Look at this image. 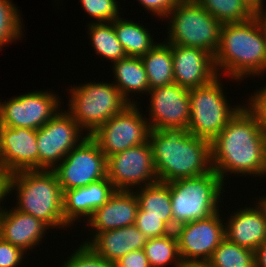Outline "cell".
<instances>
[{
    "mask_svg": "<svg viewBox=\"0 0 266 267\" xmlns=\"http://www.w3.org/2000/svg\"><path fill=\"white\" fill-rule=\"evenodd\" d=\"M138 208L134 191L116 190L108 201L94 210L84 222L83 226H86L85 229L90 233H87L85 240L81 239L82 243H86L95 233L134 225Z\"/></svg>",
    "mask_w": 266,
    "mask_h": 267,
    "instance_id": "cell-18",
    "label": "cell"
},
{
    "mask_svg": "<svg viewBox=\"0 0 266 267\" xmlns=\"http://www.w3.org/2000/svg\"><path fill=\"white\" fill-rule=\"evenodd\" d=\"M20 11L13 0H0V50L24 38V18Z\"/></svg>",
    "mask_w": 266,
    "mask_h": 267,
    "instance_id": "cell-31",
    "label": "cell"
},
{
    "mask_svg": "<svg viewBox=\"0 0 266 267\" xmlns=\"http://www.w3.org/2000/svg\"><path fill=\"white\" fill-rule=\"evenodd\" d=\"M174 83L191 89L208 84L218 75L214 57L200 48L172 45Z\"/></svg>",
    "mask_w": 266,
    "mask_h": 267,
    "instance_id": "cell-19",
    "label": "cell"
},
{
    "mask_svg": "<svg viewBox=\"0 0 266 267\" xmlns=\"http://www.w3.org/2000/svg\"><path fill=\"white\" fill-rule=\"evenodd\" d=\"M262 85L258 89L256 88L252 94H249V97L246 94L245 105L257 116L266 131V83H262Z\"/></svg>",
    "mask_w": 266,
    "mask_h": 267,
    "instance_id": "cell-36",
    "label": "cell"
},
{
    "mask_svg": "<svg viewBox=\"0 0 266 267\" xmlns=\"http://www.w3.org/2000/svg\"><path fill=\"white\" fill-rule=\"evenodd\" d=\"M0 167L9 175L38 170L37 130L1 126Z\"/></svg>",
    "mask_w": 266,
    "mask_h": 267,
    "instance_id": "cell-16",
    "label": "cell"
},
{
    "mask_svg": "<svg viewBox=\"0 0 266 267\" xmlns=\"http://www.w3.org/2000/svg\"><path fill=\"white\" fill-rule=\"evenodd\" d=\"M111 65L110 69L114 79L113 81L111 79V82L114 86L129 104L140 103V101H137L140 98L136 97V95L140 97L142 95L147 96L150 91L146 70L141 57L127 56L113 62Z\"/></svg>",
    "mask_w": 266,
    "mask_h": 267,
    "instance_id": "cell-23",
    "label": "cell"
},
{
    "mask_svg": "<svg viewBox=\"0 0 266 267\" xmlns=\"http://www.w3.org/2000/svg\"><path fill=\"white\" fill-rule=\"evenodd\" d=\"M206 264L208 267H255V252L225 237Z\"/></svg>",
    "mask_w": 266,
    "mask_h": 267,
    "instance_id": "cell-30",
    "label": "cell"
},
{
    "mask_svg": "<svg viewBox=\"0 0 266 267\" xmlns=\"http://www.w3.org/2000/svg\"><path fill=\"white\" fill-rule=\"evenodd\" d=\"M78 247L68 253V257L61 261L59 267H116L98 255L88 244L80 242ZM71 254V255H70Z\"/></svg>",
    "mask_w": 266,
    "mask_h": 267,
    "instance_id": "cell-33",
    "label": "cell"
},
{
    "mask_svg": "<svg viewBox=\"0 0 266 267\" xmlns=\"http://www.w3.org/2000/svg\"><path fill=\"white\" fill-rule=\"evenodd\" d=\"M54 1L57 2L55 3L56 5L59 4L60 2L63 3L62 0H54Z\"/></svg>",
    "mask_w": 266,
    "mask_h": 267,
    "instance_id": "cell-45",
    "label": "cell"
},
{
    "mask_svg": "<svg viewBox=\"0 0 266 267\" xmlns=\"http://www.w3.org/2000/svg\"><path fill=\"white\" fill-rule=\"evenodd\" d=\"M231 210L224 217L225 237L237 245L255 251L266 241V221L254 204Z\"/></svg>",
    "mask_w": 266,
    "mask_h": 267,
    "instance_id": "cell-21",
    "label": "cell"
},
{
    "mask_svg": "<svg viewBox=\"0 0 266 267\" xmlns=\"http://www.w3.org/2000/svg\"><path fill=\"white\" fill-rule=\"evenodd\" d=\"M167 184L176 227L208 218L224 208L220 204L224 202L223 197H227L223 193L228 187L213 169L201 176L182 178Z\"/></svg>",
    "mask_w": 266,
    "mask_h": 267,
    "instance_id": "cell-5",
    "label": "cell"
},
{
    "mask_svg": "<svg viewBox=\"0 0 266 267\" xmlns=\"http://www.w3.org/2000/svg\"><path fill=\"white\" fill-rule=\"evenodd\" d=\"M167 22L165 42L170 45L200 48L213 57L220 43L222 24L196 0H179L163 19Z\"/></svg>",
    "mask_w": 266,
    "mask_h": 267,
    "instance_id": "cell-7",
    "label": "cell"
},
{
    "mask_svg": "<svg viewBox=\"0 0 266 267\" xmlns=\"http://www.w3.org/2000/svg\"><path fill=\"white\" fill-rule=\"evenodd\" d=\"M143 251L150 267H180L183 264L175 231L163 237L148 239Z\"/></svg>",
    "mask_w": 266,
    "mask_h": 267,
    "instance_id": "cell-28",
    "label": "cell"
},
{
    "mask_svg": "<svg viewBox=\"0 0 266 267\" xmlns=\"http://www.w3.org/2000/svg\"><path fill=\"white\" fill-rule=\"evenodd\" d=\"M8 196L15 198L12 202L16 201L13 204L16 210L33 215L52 230L71 229L64 221L63 192L53 170H24L10 174Z\"/></svg>",
    "mask_w": 266,
    "mask_h": 267,
    "instance_id": "cell-4",
    "label": "cell"
},
{
    "mask_svg": "<svg viewBox=\"0 0 266 267\" xmlns=\"http://www.w3.org/2000/svg\"><path fill=\"white\" fill-rule=\"evenodd\" d=\"M106 167L116 190L133 191L158 182L149 141L108 157Z\"/></svg>",
    "mask_w": 266,
    "mask_h": 267,
    "instance_id": "cell-14",
    "label": "cell"
},
{
    "mask_svg": "<svg viewBox=\"0 0 266 267\" xmlns=\"http://www.w3.org/2000/svg\"><path fill=\"white\" fill-rule=\"evenodd\" d=\"M87 35L93 52L105 61H110L111 64L115 61L127 57L123 46L119 42L114 30L113 22L87 23Z\"/></svg>",
    "mask_w": 266,
    "mask_h": 267,
    "instance_id": "cell-27",
    "label": "cell"
},
{
    "mask_svg": "<svg viewBox=\"0 0 266 267\" xmlns=\"http://www.w3.org/2000/svg\"><path fill=\"white\" fill-rule=\"evenodd\" d=\"M196 1L221 24L245 22L253 17V10L244 0Z\"/></svg>",
    "mask_w": 266,
    "mask_h": 267,
    "instance_id": "cell-29",
    "label": "cell"
},
{
    "mask_svg": "<svg viewBox=\"0 0 266 267\" xmlns=\"http://www.w3.org/2000/svg\"><path fill=\"white\" fill-rule=\"evenodd\" d=\"M107 82L94 80L65 88L69 95L65 110L88 136L129 105L114 84Z\"/></svg>",
    "mask_w": 266,
    "mask_h": 267,
    "instance_id": "cell-6",
    "label": "cell"
},
{
    "mask_svg": "<svg viewBox=\"0 0 266 267\" xmlns=\"http://www.w3.org/2000/svg\"><path fill=\"white\" fill-rule=\"evenodd\" d=\"M133 191L137 197L139 208L144 211V216L162 217V221L175 231L176 226L173 224L170 187L167 183L158 181Z\"/></svg>",
    "mask_w": 266,
    "mask_h": 267,
    "instance_id": "cell-25",
    "label": "cell"
},
{
    "mask_svg": "<svg viewBox=\"0 0 266 267\" xmlns=\"http://www.w3.org/2000/svg\"><path fill=\"white\" fill-rule=\"evenodd\" d=\"M115 265L116 267H150L143 249L129 252L116 261Z\"/></svg>",
    "mask_w": 266,
    "mask_h": 267,
    "instance_id": "cell-38",
    "label": "cell"
},
{
    "mask_svg": "<svg viewBox=\"0 0 266 267\" xmlns=\"http://www.w3.org/2000/svg\"><path fill=\"white\" fill-rule=\"evenodd\" d=\"M114 20V30L127 56L141 57L151 50L160 40L154 41L151 29L140 21L122 17ZM128 19V20H127Z\"/></svg>",
    "mask_w": 266,
    "mask_h": 267,
    "instance_id": "cell-24",
    "label": "cell"
},
{
    "mask_svg": "<svg viewBox=\"0 0 266 267\" xmlns=\"http://www.w3.org/2000/svg\"><path fill=\"white\" fill-rule=\"evenodd\" d=\"M141 59L150 90L174 83L172 45L161 40Z\"/></svg>",
    "mask_w": 266,
    "mask_h": 267,
    "instance_id": "cell-26",
    "label": "cell"
},
{
    "mask_svg": "<svg viewBox=\"0 0 266 267\" xmlns=\"http://www.w3.org/2000/svg\"><path fill=\"white\" fill-rule=\"evenodd\" d=\"M61 98L47 88L20 93L3 102L0 99V126L38 130L62 109L65 103Z\"/></svg>",
    "mask_w": 266,
    "mask_h": 267,
    "instance_id": "cell-9",
    "label": "cell"
},
{
    "mask_svg": "<svg viewBox=\"0 0 266 267\" xmlns=\"http://www.w3.org/2000/svg\"><path fill=\"white\" fill-rule=\"evenodd\" d=\"M253 18L259 25L266 43V5L254 9Z\"/></svg>",
    "mask_w": 266,
    "mask_h": 267,
    "instance_id": "cell-40",
    "label": "cell"
},
{
    "mask_svg": "<svg viewBox=\"0 0 266 267\" xmlns=\"http://www.w3.org/2000/svg\"><path fill=\"white\" fill-rule=\"evenodd\" d=\"M221 77L218 75L208 84L189 90L190 120L187 131L210 142L245 105L244 100L241 104L232 105L229 102L230 97L226 95Z\"/></svg>",
    "mask_w": 266,
    "mask_h": 267,
    "instance_id": "cell-8",
    "label": "cell"
},
{
    "mask_svg": "<svg viewBox=\"0 0 266 267\" xmlns=\"http://www.w3.org/2000/svg\"><path fill=\"white\" fill-rule=\"evenodd\" d=\"M222 210L212 216L179 225L175 229L183 263L206 264L225 238Z\"/></svg>",
    "mask_w": 266,
    "mask_h": 267,
    "instance_id": "cell-13",
    "label": "cell"
},
{
    "mask_svg": "<svg viewBox=\"0 0 266 267\" xmlns=\"http://www.w3.org/2000/svg\"><path fill=\"white\" fill-rule=\"evenodd\" d=\"M135 225L146 238H157L168 235L173 230L162 221V217L144 216V211L138 208Z\"/></svg>",
    "mask_w": 266,
    "mask_h": 267,
    "instance_id": "cell-34",
    "label": "cell"
},
{
    "mask_svg": "<svg viewBox=\"0 0 266 267\" xmlns=\"http://www.w3.org/2000/svg\"><path fill=\"white\" fill-rule=\"evenodd\" d=\"M248 5L249 7L254 10L258 7H261V6H264L266 2L265 0H244Z\"/></svg>",
    "mask_w": 266,
    "mask_h": 267,
    "instance_id": "cell-43",
    "label": "cell"
},
{
    "mask_svg": "<svg viewBox=\"0 0 266 267\" xmlns=\"http://www.w3.org/2000/svg\"><path fill=\"white\" fill-rule=\"evenodd\" d=\"M139 106L129 104L91 135L106 158L149 141L151 129Z\"/></svg>",
    "mask_w": 266,
    "mask_h": 267,
    "instance_id": "cell-10",
    "label": "cell"
},
{
    "mask_svg": "<svg viewBox=\"0 0 266 267\" xmlns=\"http://www.w3.org/2000/svg\"><path fill=\"white\" fill-rule=\"evenodd\" d=\"M27 254L19 247L0 238V267H21L20 264L24 265L25 260L28 259Z\"/></svg>",
    "mask_w": 266,
    "mask_h": 267,
    "instance_id": "cell-35",
    "label": "cell"
},
{
    "mask_svg": "<svg viewBox=\"0 0 266 267\" xmlns=\"http://www.w3.org/2000/svg\"><path fill=\"white\" fill-rule=\"evenodd\" d=\"M107 158L98 143L85 138L53 169L62 192L107 178Z\"/></svg>",
    "mask_w": 266,
    "mask_h": 267,
    "instance_id": "cell-12",
    "label": "cell"
},
{
    "mask_svg": "<svg viewBox=\"0 0 266 267\" xmlns=\"http://www.w3.org/2000/svg\"><path fill=\"white\" fill-rule=\"evenodd\" d=\"M82 10L93 20V23L113 22L123 12L118 0H79Z\"/></svg>",
    "mask_w": 266,
    "mask_h": 267,
    "instance_id": "cell-32",
    "label": "cell"
},
{
    "mask_svg": "<svg viewBox=\"0 0 266 267\" xmlns=\"http://www.w3.org/2000/svg\"><path fill=\"white\" fill-rule=\"evenodd\" d=\"M180 267H208L207 264L183 263Z\"/></svg>",
    "mask_w": 266,
    "mask_h": 267,
    "instance_id": "cell-44",
    "label": "cell"
},
{
    "mask_svg": "<svg viewBox=\"0 0 266 267\" xmlns=\"http://www.w3.org/2000/svg\"><path fill=\"white\" fill-rule=\"evenodd\" d=\"M214 66L217 75H227L236 85L249 77L259 80L263 76L265 80L266 43L253 17L245 22L222 24Z\"/></svg>",
    "mask_w": 266,
    "mask_h": 267,
    "instance_id": "cell-3",
    "label": "cell"
},
{
    "mask_svg": "<svg viewBox=\"0 0 266 267\" xmlns=\"http://www.w3.org/2000/svg\"><path fill=\"white\" fill-rule=\"evenodd\" d=\"M51 229L46 223L33 215L16 210L13 206L3 207L0 210V238L17 246L25 253L36 250L42 241L45 242L48 231Z\"/></svg>",
    "mask_w": 266,
    "mask_h": 267,
    "instance_id": "cell-17",
    "label": "cell"
},
{
    "mask_svg": "<svg viewBox=\"0 0 266 267\" xmlns=\"http://www.w3.org/2000/svg\"><path fill=\"white\" fill-rule=\"evenodd\" d=\"M147 240L134 224L95 233L86 244L107 261L115 263L129 252L143 249Z\"/></svg>",
    "mask_w": 266,
    "mask_h": 267,
    "instance_id": "cell-22",
    "label": "cell"
},
{
    "mask_svg": "<svg viewBox=\"0 0 266 267\" xmlns=\"http://www.w3.org/2000/svg\"><path fill=\"white\" fill-rule=\"evenodd\" d=\"M115 191L108 178L90 183L88 186L65 190L63 192L65 223L71 230L74 226V229L77 227L78 222L84 224L93 211L104 205Z\"/></svg>",
    "mask_w": 266,
    "mask_h": 267,
    "instance_id": "cell-20",
    "label": "cell"
},
{
    "mask_svg": "<svg viewBox=\"0 0 266 267\" xmlns=\"http://www.w3.org/2000/svg\"><path fill=\"white\" fill-rule=\"evenodd\" d=\"M87 133L63 107L37 130L38 170H53Z\"/></svg>",
    "mask_w": 266,
    "mask_h": 267,
    "instance_id": "cell-11",
    "label": "cell"
},
{
    "mask_svg": "<svg viewBox=\"0 0 266 267\" xmlns=\"http://www.w3.org/2000/svg\"><path fill=\"white\" fill-rule=\"evenodd\" d=\"M140 6L145 8L152 16L157 17L160 21L163 20L170 11L176 6L179 0H135Z\"/></svg>",
    "mask_w": 266,
    "mask_h": 267,
    "instance_id": "cell-37",
    "label": "cell"
},
{
    "mask_svg": "<svg viewBox=\"0 0 266 267\" xmlns=\"http://www.w3.org/2000/svg\"><path fill=\"white\" fill-rule=\"evenodd\" d=\"M149 143L159 182L201 176L212 170L211 142L187 130H151Z\"/></svg>",
    "mask_w": 266,
    "mask_h": 267,
    "instance_id": "cell-2",
    "label": "cell"
},
{
    "mask_svg": "<svg viewBox=\"0 0 266 267\" xmlns=\"http://www.w3.org/2000/svg\"><path fill=\"white\" fill-rule=\"evenodd\" d=\"M211 164L225 185L230 175L266 177V131L246 105L211 142Z\"/></svg>",
    "mask_w": 266,
    "mask_h": 267,
    "instance_id": "cell-1",
    "label": "cell"
},
{
    "mask_svg": "<svg viewBox=\"0 0 266 267\" xmlns=\"http://www.w3.org/2000/svg\"><path fill=\"white\" fill-rule=\"evenodd\" d=\"M255 200L252 203H254V205H256V207L260 210L262 216L266 221V195L264 194L262 197L259 196L255 198Z\"/></svg>",
    "mask_w": 266,
    "mask_h": 267,
    "instance_id": "cell-42",
    "label": "cell"
},
{
    "mask_svg": "<svg viewBox=\"0 0 266 267\" xmlns=\"http://www.w3.org/2000/svg\"><path fill=\"white\" fill-rule=\"evenodd\" d=\"M9 176L10 175L3 168L0 167V210L4 207L3 205L8 200L7 196Z\"/></svg>",
    "mask_w": 266,
    "mask_h": 267,
    "instance_id": "cell-39",
    "label": "cell"
},
{
    "mask_svg": "<svg viewBox=\"0 0 266 267\" xmlns=\"http://www.w3.org/2000/svg\"><path fill=\"white\" fill-rule=\"evenodd\" d=\"M189 90L176 83L151 89L146 118L151 130H187L190 120Z\"/></svg>",
    "mask_w": 266,
    "mask_h": 267,
    "instance_id": "cell-15",
    "label": "cell"
},
{
    "mask_svg": "<svg viewBox=\"0 0 266 267\" xmlns=\"http://www.w3.org/2000/svg\"><path fill=\"white\" fill-rule=\"evenodd\" d=\"M255 267H266V241L255 251Z\"/></svg>",
    "mask_w": 266,
    "mask_h": 267,
    "instance_id": "cell-41",
    "label": "cell"
}]
</instances>
